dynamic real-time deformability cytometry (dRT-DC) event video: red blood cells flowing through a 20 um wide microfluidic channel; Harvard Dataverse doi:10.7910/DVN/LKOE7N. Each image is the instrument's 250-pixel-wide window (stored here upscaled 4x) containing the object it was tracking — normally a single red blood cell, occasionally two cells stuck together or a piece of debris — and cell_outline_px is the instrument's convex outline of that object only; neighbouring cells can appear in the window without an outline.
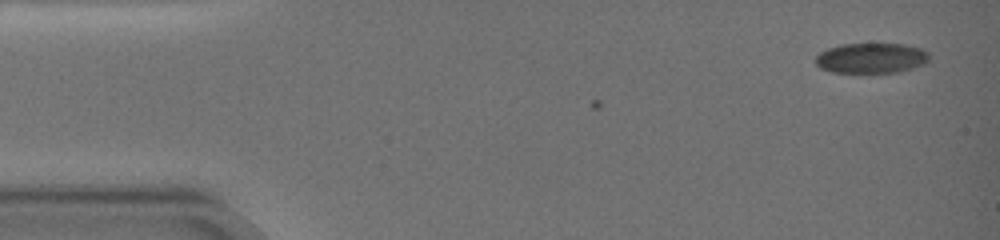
{"species": "common noctule bat (a hibernating species)", "species_latin": "Nyctalus noctula", "temperature_condition": "warm", "stored_images_in_passage": 4, "camera_frame_rate_fps": 3000, "um_per_image_px": 0.085, "animal": {"sex": "female", "body_mass_g": 19.0, "forearm_length_mm": 51.5}, "frame": {"image": 1, "passage_image": 1, "time_ms": 0.0, "image_size_px": [1000, 240], "cell_outline_px": [[928, 60], [924, 64], [900, 72], [832, 72], [820, 68], [816, 64], [816, 56], [820, 52], [828, 48], [840, 44], [904, 44], [920, 48], [928, 52]], "centroid_in_image_um": [74.05, 4.93], "position_along_channel_um": 11.0, "area_um2": 19.94}}